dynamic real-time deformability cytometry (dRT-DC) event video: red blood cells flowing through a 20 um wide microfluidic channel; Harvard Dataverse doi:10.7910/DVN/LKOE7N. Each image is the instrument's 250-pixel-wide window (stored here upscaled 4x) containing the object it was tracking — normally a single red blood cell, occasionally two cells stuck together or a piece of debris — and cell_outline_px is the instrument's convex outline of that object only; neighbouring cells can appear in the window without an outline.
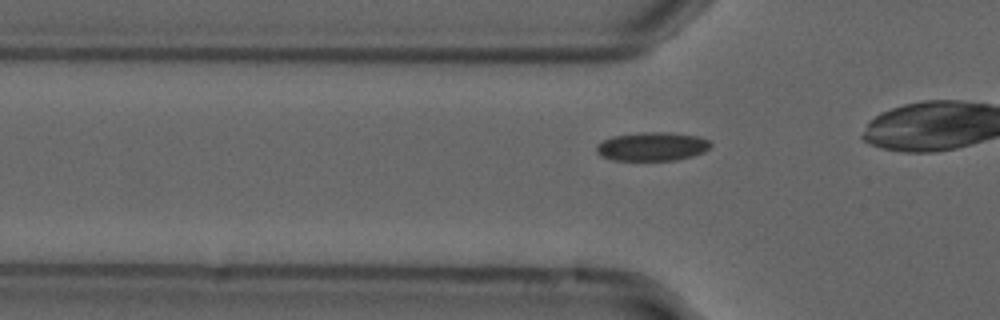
{"species": "common noctule bat (a hibernating species)", "species_latin": "Nyctalus noctula", "temperature_condition": "cold", "stored_images_in_passage": 30, "camera_frame_rate_fps": 3000, "um_per_image_px": 0.085, "animal": {"sex": "male", "forearm_length_mm": 52.5}, "frame": {"image": 1, "passage_image": 4, "time_ms": 1.0, "image_size_px": [1000, 320], "cell_outline_px": [[712, 144], [704, 152], [692, 156], [676, 160], [612, 160], [600, 156], [596, 152], [596, 144], [600, 140], [612, 136], [640, 132], [668, 132], [700, 136], [708, 140]], "centroid_in_image_um": [55.39, 12.44], "position_along_channel_um": 70.4, "area_um2": 19.36}}
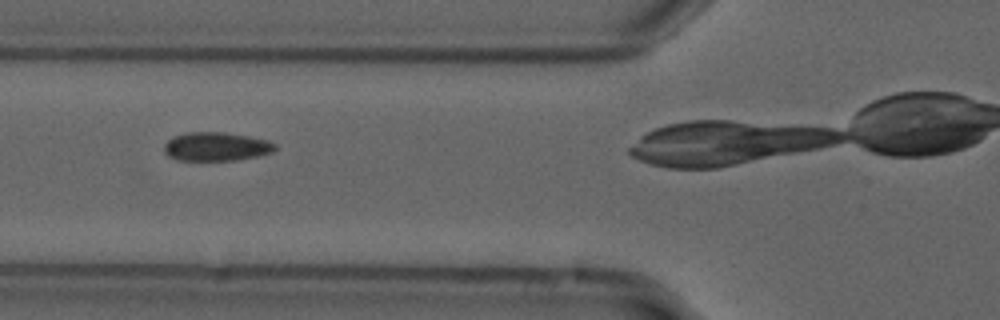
{"frame": {"image": 2, "passage_image": 7, "time_ms": 2.0, "image_size_px": [1000, 320], "cell_outline_px": [[276, 148], [272, 152], [256, 156], [236, 160], [176, 160], [168, 156], [164, 152], [164, 144], [172, 136], [188, 132], [224, 132], [248, 136], [268, 140], [276, 144]], "centroid_in_image_um": [18.35, 12.45], "position_along_channel_um": 107.5, "area_um2": 18.61}}
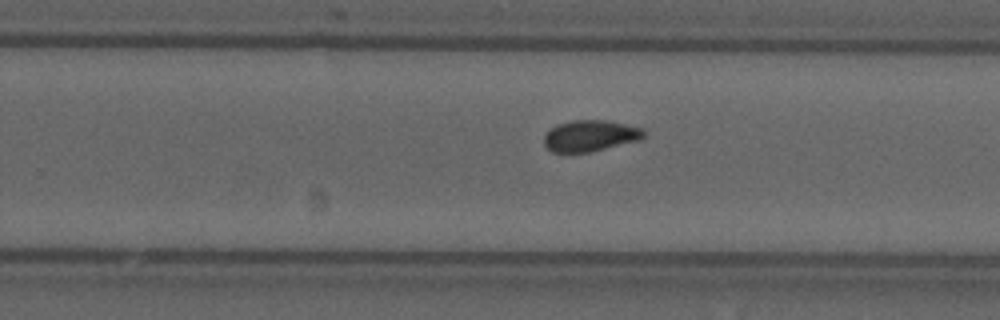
{"frame": {"image": 3, "passage_image": 21, "time_ms": 6.667, "image_size_px": [1000, 320], "cell_outline_px": [[644, 136], [640, 140], [592, 152], [552, 152], [544, 144], [544, 136], [556, 124], [572, 120], [604, 120], [624, 124], [640, 128], [644, 132]], "centroid_in_image_um": [50.15, 11.55], "position_along_channel_um": 279.6, "area_um2": 18.03}}